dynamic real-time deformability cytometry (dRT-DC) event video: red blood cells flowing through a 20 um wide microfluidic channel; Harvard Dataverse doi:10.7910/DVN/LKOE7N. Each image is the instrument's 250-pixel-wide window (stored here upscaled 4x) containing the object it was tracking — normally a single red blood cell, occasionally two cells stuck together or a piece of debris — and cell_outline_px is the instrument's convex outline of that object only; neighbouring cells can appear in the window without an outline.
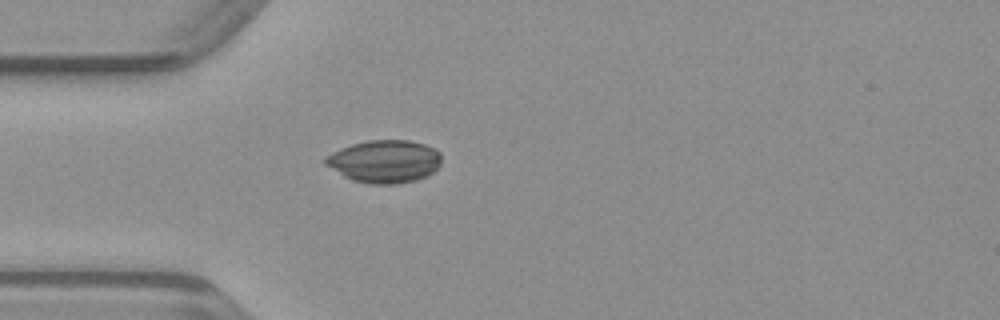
{"species": "common noctule bat (a hibernating species)", "species_latin": "Nyctalus noctula", "temperature_condition": "warm", "stored_images_in_passage": 36, "camera_frame_rate_fps": 3000, "um_per_image_px": 0.085, "animal": {"sex": "male", "body_mass_g": 23.1, "forearm_length_mm": 52.7}, "frame": {"image": 1, "passage_image": 1, "time_ms": 0.0, "image_size_px": [1000, 320], "cell_outline_px": [[440, 164], [432, 172], [416, 180], [396, 184], [372, 184], [352, 180], [344, 176], [324, 164], [324, 160], [332, 152], [340, 148], [352, 144], [368, 140], [408, 140], [424, 144], [440, 152]], "centroid_in_image_um": [32.67, 13.71], "position_along_channel_um": 52.3, "area_um2": 28.67}}
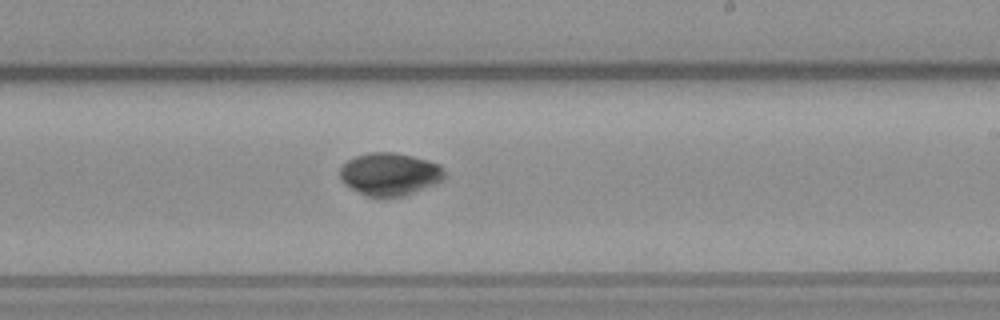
{"frame": {"image": 2, "passage_image": 16, "time_ms": 5.0, "image_size_px": [1000, 320], "cell_outline_px": [[444, 176], [440, 180], [432, 184], [404, 196], [380, 200], [368, 196], [344, 184], [340, 180], [340, 168], [348, 160], [356, 156], [372, 152], [396, 152], [428, 160], [440, 164], [444, 172]], "centroid_in_image_um": [33.09, 14.82], "position_along_channel_um": 255.9, "area_um2": 26.07}}
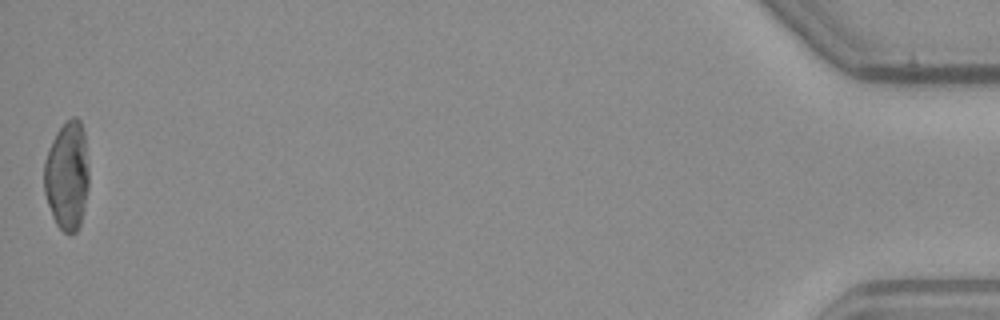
{"frame": {"image": 3, "passage_image": 36, "time_ms": 11.667, "image_size_px": [1000, 320], "cell_outline_px": [[88, 188], [84, 208], [80, 224], [76, 232], [64, 232], [56, 224], [52, 216], [44, 192], [44, 160], [48, 148], [56, 132], [72, 116], [76, 116], [80, 120], [84, 132], [88, 164]], "centroid_in_image_um": [5.7, 14.91], "position_along_channel_um": 429.5, "area_um2": 28.44}}